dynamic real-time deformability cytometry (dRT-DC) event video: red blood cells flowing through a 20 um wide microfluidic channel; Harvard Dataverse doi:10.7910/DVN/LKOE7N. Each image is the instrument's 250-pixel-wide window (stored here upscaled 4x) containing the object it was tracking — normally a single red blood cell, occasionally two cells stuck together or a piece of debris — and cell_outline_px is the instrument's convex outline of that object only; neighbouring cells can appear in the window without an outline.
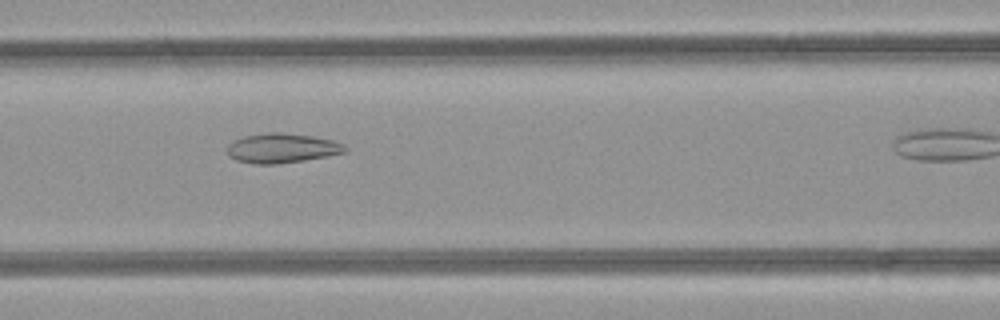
{"species": "common noctule bat (a hibernating species)", "species_latin": "Nyctalus noctula", "temperature_condition": "room temperature", "stored_images_in_passage": 30, "camera_frame_rate_fps": 3000, "um_per_image_px": 0.085, "animal": {"sex": "female", "body_mass_g": 21.9}, "frame": {"image": 1, "passage_image": 12, "time_ms": 3.667, "image_size_px": [1000, 320], "cell_outline_px": [[348, 152], [328, 156], [304, 160], [276, 164], [252, 164], [236, 160], [228, 156], [228, 144], [232, 140], [244, 136], [268, 132], [280, 132], [312, 136], [332, 140], [344, 144], [348, 148]], "centroid_in_image_um": [23.97, 12.59], "position_along_channel_um": 142.6, "area_um2": 20.52}}
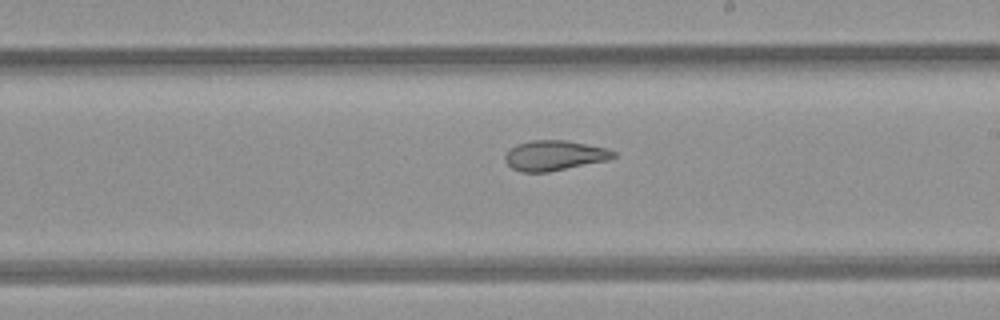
{"frame": {"image": 2, "passage_image": 19, "time_ms": 6.0, "image_size_px": [1000, 320], "cell_outline_px": [[616, 156], [608, 160], [548, 172], [520, 172], [512, 168], [504, 160], [504, 156], [516, 144], [532, 140], [568, 140], [608, 148], [616, 152]], "centroid_in_image_um": [47.14, 13.21], "position_along_channel_um": 241.9, "area_um2": 19.07}}
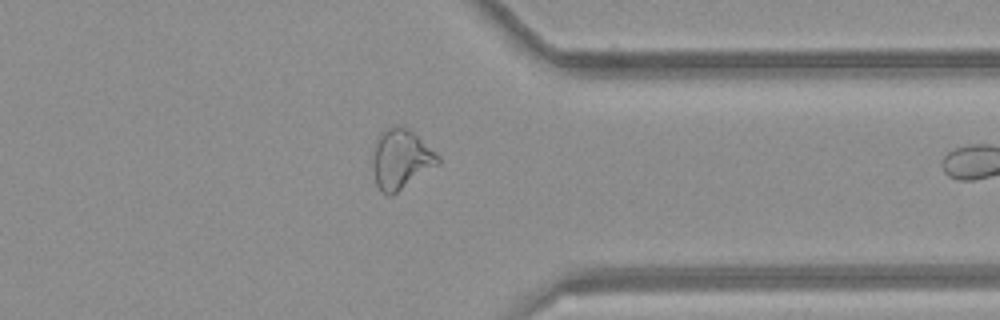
{"frame": {"image": 3, "passage_image": 29, "time_ms": 9.333, "image_size_px": [1000, 320], "cell_outline_px": [[440, 164], [392, 196], [388, 196], [380, 192], [376, 184], [372, 168], [372, 164], [376, 140], [380, 132], [384, 128], [392, 124], [400, 124], [408, 128], [436, 152], [440, 156]], "centroid_in_image_um": [34.07, 13.52], "position_along_channel_um": 377.3, "area_um2": 23.24}}